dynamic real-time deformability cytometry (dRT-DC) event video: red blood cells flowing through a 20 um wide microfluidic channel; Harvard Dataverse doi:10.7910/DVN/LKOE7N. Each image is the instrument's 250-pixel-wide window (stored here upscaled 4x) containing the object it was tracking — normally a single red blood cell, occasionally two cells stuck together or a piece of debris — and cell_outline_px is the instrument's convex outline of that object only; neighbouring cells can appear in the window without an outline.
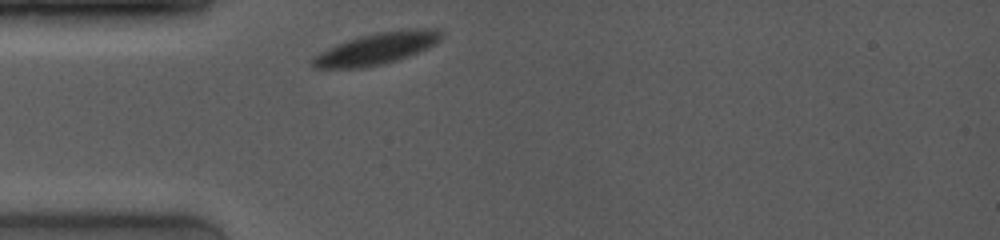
{"species": "common noctule bat (a hibernating species)", "species_latin": "Nyctalus noctula", "temperature_condition": "room temperature", "stored_images_in_passage": 11, "camera_frame_rate_fps": 4000, "um_per_image_px": 0.085, "animal": {"sex": "female", "body_mass_g": 19.0, "forearm_length_mm": 53.3}, "frame": {"image": 1, "passage_image": 1, "time_ms": 0.0, "image_size_px": [1000, 240], "cell_outline_px": [[444, 36], [436, 44], [428, 48], [408, 56], [396, 60], [380, 64], [360, 68], [316, 68], [312, 64], [312, 56], [336, 44], [360, 36], [380, 32], [408, 28], [436, 28]], "centroid_in_image_um": [32.05, 4.11], "position_along_channel_um": 53.0, "area_um2": 23.64}}
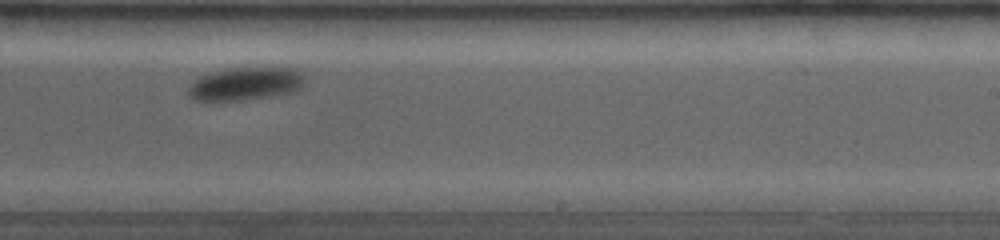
{"frame": {"image": 2, "passage_image": 10, "time_ms": 6.0, "image_size_px": [1000, 240], "cell_outline_px": [[304, 84], [300, 88], [292, 92], [248, 100], [192, 100], [188, 96], [188, 88], [200, 76], [228, 68], [268, 64], [300, 68], [304, 72]], "centroid_in_image_um": [20.99, 7.05], "position_along_channel_um": 268.0, "area_um2": 23.47}}